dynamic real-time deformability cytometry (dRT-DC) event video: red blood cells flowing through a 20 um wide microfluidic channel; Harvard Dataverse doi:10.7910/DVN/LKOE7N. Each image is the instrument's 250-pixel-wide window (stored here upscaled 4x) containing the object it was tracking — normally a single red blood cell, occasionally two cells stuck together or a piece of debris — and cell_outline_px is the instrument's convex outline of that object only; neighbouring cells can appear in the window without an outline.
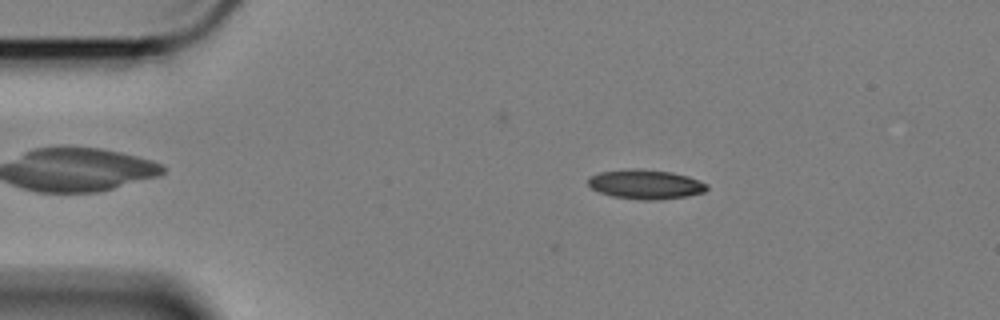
{"species": "Egyptian fruit bat (a non-hibernating species)", "species_latin": "Rousettus aegyptiacus", "temperature_condition": "cold", "stored_images_in_passage": 5, "camera_frame_rate_fps": 3000, "um_per_image_px": 0.085, "animal": {"sex": "female"}, "frame": {"image": 1, "passage_image": 2, "time_ms": 0.333, "image_size_px": [1000, 320], "cell_outline_px": [[708, 188], [704, 192], [688, 196], [656, 200], [636, 200], [612, 196], [600, 192], [592, 188], [588, 184], [588, 176], [600, 172], [628, 168], [640, 168], [672, 172], [688, 176], [708, 184]], "centroid_in_image_um": [54.87, 15.66], "position_along_channel_um": 30.1, "area_um2": 20.63}}